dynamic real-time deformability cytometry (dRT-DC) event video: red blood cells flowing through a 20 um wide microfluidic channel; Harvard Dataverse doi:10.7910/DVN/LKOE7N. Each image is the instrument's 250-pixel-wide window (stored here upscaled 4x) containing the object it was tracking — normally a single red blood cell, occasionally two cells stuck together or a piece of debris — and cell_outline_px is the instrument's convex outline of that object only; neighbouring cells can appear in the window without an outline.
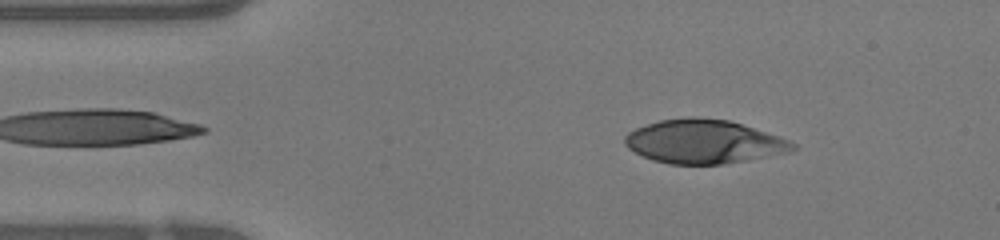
{"species": "human", "species_latin": "Homo sapiens", "temperature_condition": "warm", "stored_images_in_passage": 38, "camera_frame_rate_fps": 3000, "um_per_image_px": 0.085, "donor": {"sex": "female"}, "frame": {"image": 1, "passage_image": 5, "time_ms": 1.333, "image_size_px": [1000, 240], "cell_outline_px": [[796, 148], [788, 152], [748, 160], [724, 164], [668, 164], [652, 160], [628, 148], [624, 144], [624, 136], [628, 132], [636, 128], [660, 120], [688, 116], [700, 116], [728, 120], [788, 140], [796, 144]], "centroid_in_image_um": [59.78, 12.03], "position_along_channel_um": 25.2, "area_um2": 42.6}}
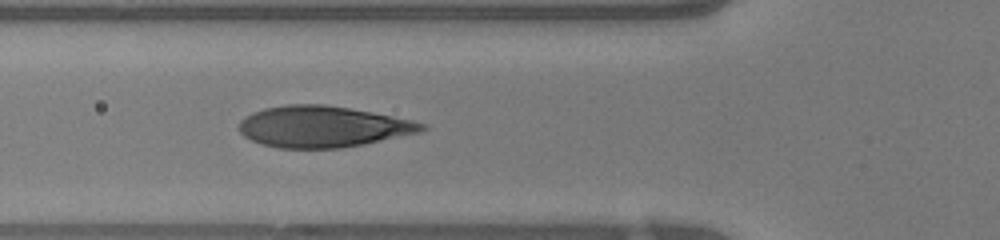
{"frame": {"image": 2, "passage_image": 14, "time_ms": 4.333, "image_size_px": [1000, 240], "cell_outline_px": [[428, 128], [420, 132], [364, 144], [340, 148], [276, 148], [260, 144], [244, 136], [240, 132], [240, 120], [244, 116], [252, 112], [264, 108], [284, 104], [324, 104], [372, 112], [412, 120], [428, 124]], "centroid_in_image_um": [27.42, 10.76], "position_along_channel_um": 98.4, "area_um2": 44.04}}
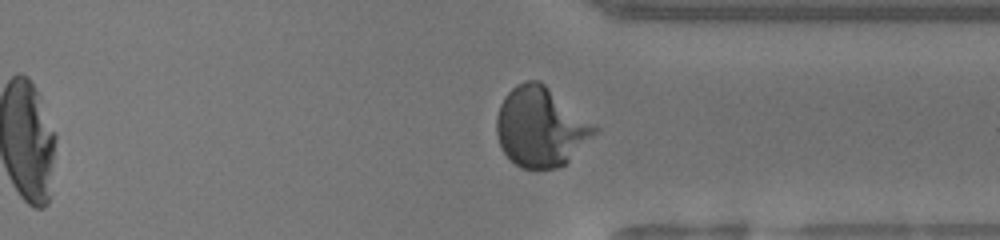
{"frame": {"image": 3, "passage_image": 33, "time_ms": 10.667, "image_size_px": [1000, 240], "cell_outline_px": [[600, 128], [564, 164], [556, 168], [536, 172], [520, 168], [500, 148], [496, 136], [496, 116], [500, 104], [504, 96], [516, 84], [528, 80], [540, 80], [596, 124]], "centroid_in_image_um": [45.93, 10.8], "position_along_channel_um": 365.5, "area_um2": 45.89}, "authors_computed_cell_mechanics": {"area_um2": 43.7835, "velocity_mm_per_s": 4.2383, "shape_relaxation_time_tau1_ms": 4.1514, "shape_relaxation_time_tau2_ms": null, "deformation_change_tau1": 0.2777, "deformation_change_tau2": null}}